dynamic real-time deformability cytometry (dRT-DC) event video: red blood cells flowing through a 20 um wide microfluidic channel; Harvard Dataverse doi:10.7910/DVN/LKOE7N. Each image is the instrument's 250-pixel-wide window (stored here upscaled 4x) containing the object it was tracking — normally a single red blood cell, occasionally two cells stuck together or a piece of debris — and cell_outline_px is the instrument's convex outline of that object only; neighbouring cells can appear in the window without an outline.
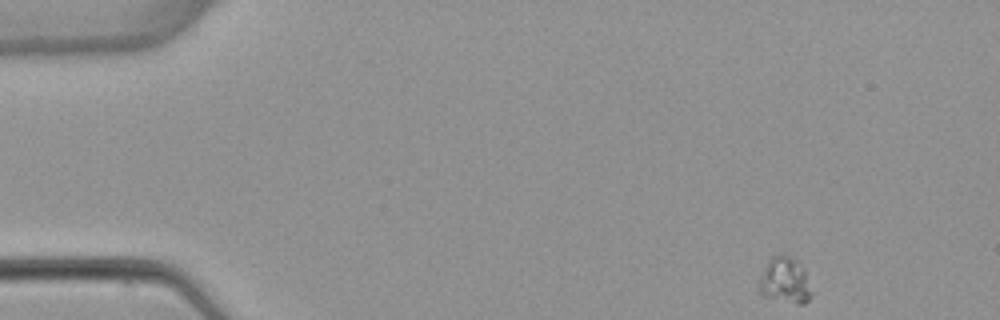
{"species": "common noctule bat (a hibernating species)", "species_latin": "Nyctalus noctula", "temperature_condition": "warm", "stored_images_in_passage": 4, "camera_frame_rate_fps": 3000, "um_per_image_px": 0.085, "animal": {"sex": "female", "body_mass_g": 22.7, "forearm_length_mm": 54.2}, "frame": {"image": 1, "passage_image": 1, "time_ms": 0.0, "image_size_px": [1000, 320], "cell_outline_px": [[812, 296], [804, 304], [796, 304], [764, 296], [760, 292], [760, 284], [764, 268], [768, 260], [772, 256], [780, 252], [784, 252], [796, 260], [804, 272]], "centroid_in_image_um": [66.71, 23.82], "position_along_channel_um": 18.3, "area_um2": 13.76}}
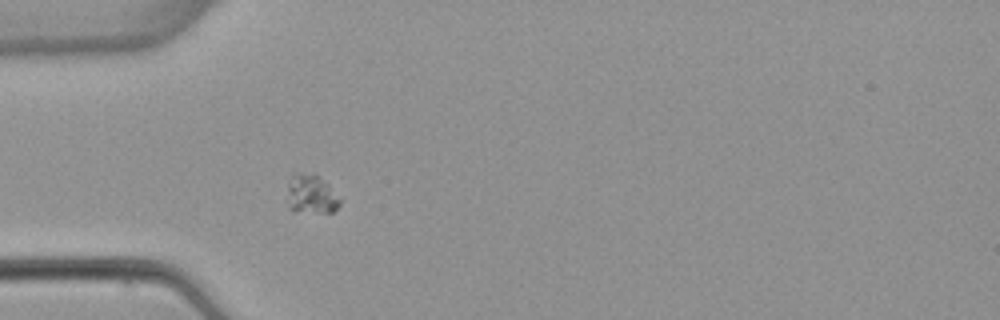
{"frame": {"image": 2, "passage_image": 4, "time_ms": 3.667, "image_size_px": [1000, 320], "cell_outline_px": [[340, 204], [332, 212], [316, 212], [288, 208], [284, 200], [288, 184], [292, 176], [316, 176], [328, 184], [340, 200]], "centroid_in_image_um": [26.41, 16.57], "position_along_channel_um": 58.6, "area_um2": 11.39}}